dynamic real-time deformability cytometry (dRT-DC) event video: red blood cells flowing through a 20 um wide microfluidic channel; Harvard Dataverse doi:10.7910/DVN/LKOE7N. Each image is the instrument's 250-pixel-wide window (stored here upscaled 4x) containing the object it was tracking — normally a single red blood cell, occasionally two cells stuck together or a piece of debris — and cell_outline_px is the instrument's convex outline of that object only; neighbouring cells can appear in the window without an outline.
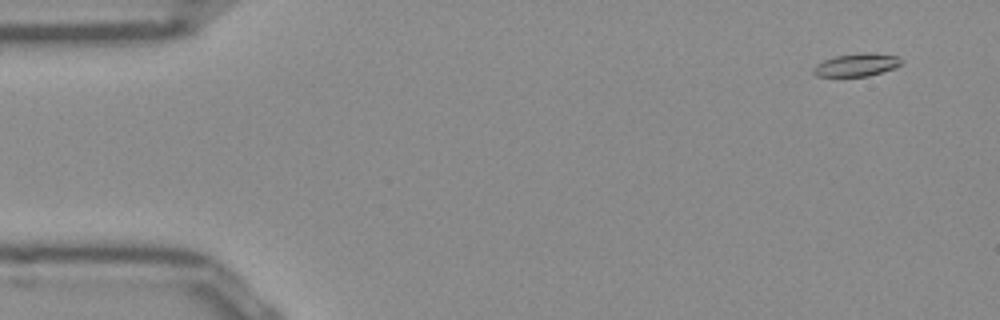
{"species": "Egyptian fruit bat (a non-hibernating species)", "species_latin": "Rousettus aegyptiacus", "temperature_condition": "room temperature", "stored_images_in_passage": 53, "camera_frame_rate_fps": 3000, "um_per_image_px": 0.085, "frame": {"image": 1, "passage_image": 4, "time_ms": 1.0, "image_size_px": [1000, 320], "cell_outline_px": [[904, 60], [896, 68], [868, 76], [816, 76], [812, 72], [812, 68], [816, 64], [824, 60], [836, 56], [860, 52], [872, 52], [896, 56]], "centroid_in_image_um": [72.82, 5.5], "position_along_channel_um": 12.2, "area_um2": 11.85}}
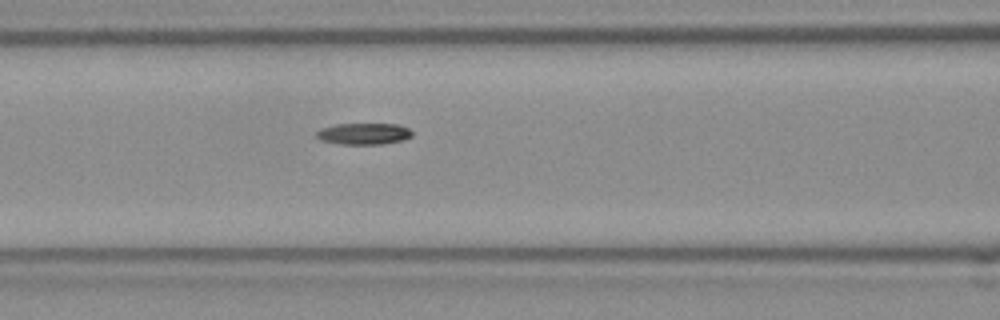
{"frame": {"image": 2, "passage_image": 22, "time_ms": 7.0, "image_size_px": [1000, 320], "cell_outline_px": [[412, 136], [404, 140], [380, 144], [340, 144], [320, 140], [316, 136], [316, 132], [320, 128], [336, 124], [400, 124], [408, 128], [412, 132]], "centroid_in_image_um": [30.91, 11.36], "position_along_channel_um": 135.7, "area_um2": 12.02}}
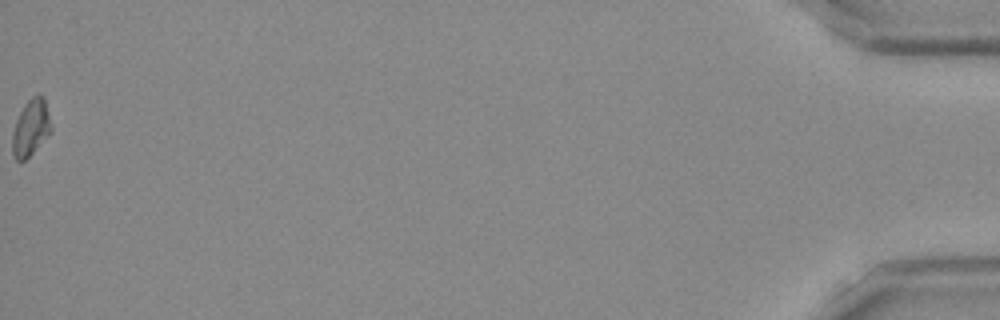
{"frame": {"image": 3, "passage_image": 53, "time_ms": 17.333, "image_size_px": [1000, 320], "cell_outline_px": [[52, 132], [24, 160], [16, 160], [12, 156], [12, 132], [16, 120], [24, 104], [32, 96], [44, 96], [52, 128]], "centroid_in_image_um": [2.61, 10.86], "position_along_channel_um": 432.6, "area_um2": 12.66}}